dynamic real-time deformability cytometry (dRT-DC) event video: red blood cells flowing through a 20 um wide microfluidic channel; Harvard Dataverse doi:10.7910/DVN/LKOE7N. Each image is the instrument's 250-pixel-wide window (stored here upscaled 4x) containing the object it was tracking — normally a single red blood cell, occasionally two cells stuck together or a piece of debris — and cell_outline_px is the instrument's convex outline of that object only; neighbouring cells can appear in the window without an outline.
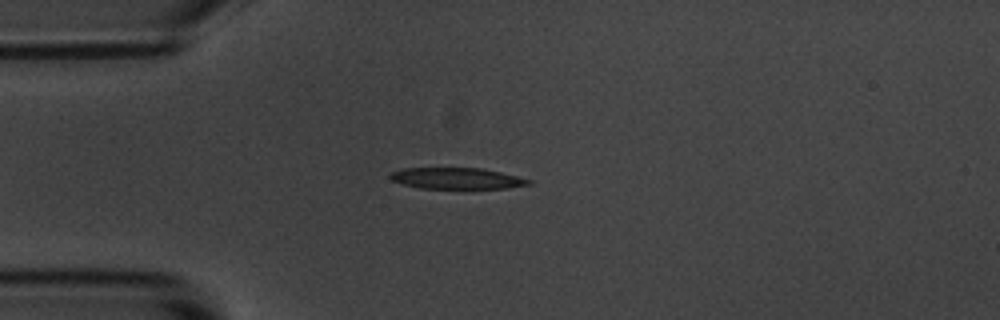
{"species": "common noctule bat (a hibernating species)", "species_latin": "Nyctalus noctula", "temperature_condition": "room temperature", "stored_images_in_passage": 1, "camera_frame_rate_fps": 3000, "um_per_image_px": 0.085, "animal": {"sex": "male", "body_mass_g": 20.1, "forearm_length_mm": 53.5}, "frame": {"image": 1, "passage_image": 1, "time_ms": 0.0, "image_size_px": [1000, 320], "cell_outline_px": [[532, 184], [508, 188], [420, 188], [404, 184], [392, 180], [388, 176], [392, 172], [400, 168], [480, 168], [500, 172], [532, 180]], "centroid_in_image_um": [38.82, 15.16], "position_along_channel_um": 46.2, "area_um2": 16.99}}